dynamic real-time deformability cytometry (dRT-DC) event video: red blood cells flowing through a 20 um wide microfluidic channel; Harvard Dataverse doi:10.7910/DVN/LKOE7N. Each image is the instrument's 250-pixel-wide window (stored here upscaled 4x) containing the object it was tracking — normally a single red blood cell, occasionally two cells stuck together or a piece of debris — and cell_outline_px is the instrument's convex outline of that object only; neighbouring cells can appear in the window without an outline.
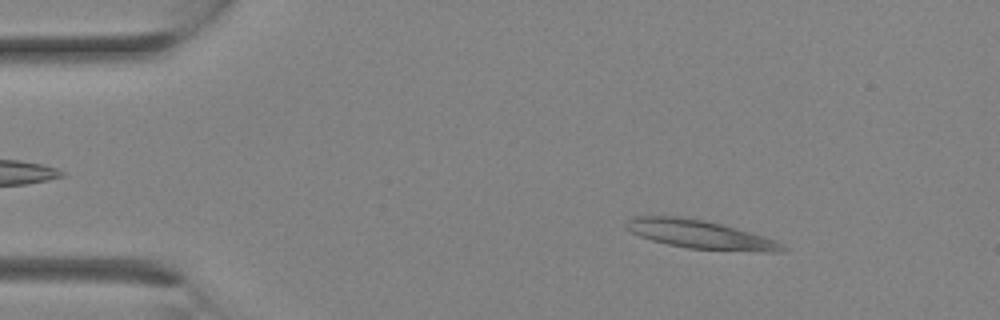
{"species": "Egyptian fruit bat (a non-hibernating species)", "species_latin": "Rousettus aegyptiacus", "temperature_condition": "room temperature", "stored_images_in_passage": 7, "camera_frame_rate_fps": 3000, "um_per_image_px": 0.085, "animal": {"sex": "female"}, "frame": {"image": 1, "passage_image": 3, "time_ms": 0.667, "image_size_px": [1000, 320], "cell_outline_px": [[788, 248], [780, 252], [764, 252], [688, 248], [668, 244], [652, 240], [640, 236], [624, 228], [624, 224], [628, 220], [636, 216], [680, 216], [704, 220], [736, 228], [764, 236], [776, 240]], "centroid_in_image_um": [59.51, 19.92], "position_along_channel_um": 25.5, "area_um2": 25.84}}
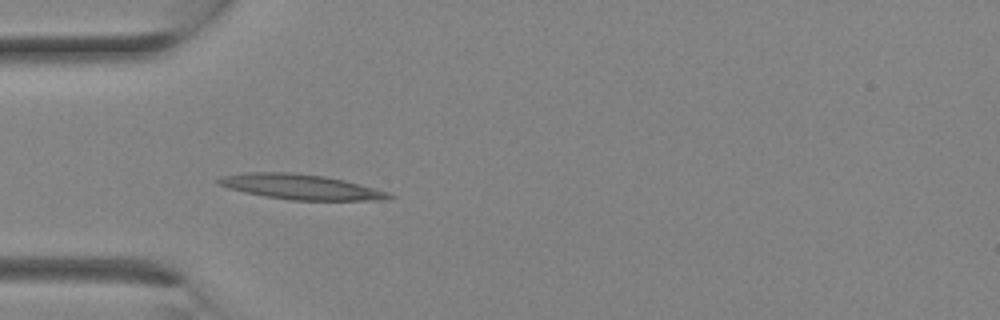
{"frame": {"image": 2, "passage_image": 7, "time_ms": 2.0, "image_size_px": [1000, 320], "cell_outline_px": [[396, 196], [388, 200], [292, 200], [264, 196], [244, 192], [228, 188], [216, 184], [216, 180], [224, 176], [244, 172], [288, 172], [324, 176], [344, 180], [388, 192]], "centroid_in_image_um": [25.55, 15.88], "position_along_channel_um": 59.4, "area_um2": 24.91}}